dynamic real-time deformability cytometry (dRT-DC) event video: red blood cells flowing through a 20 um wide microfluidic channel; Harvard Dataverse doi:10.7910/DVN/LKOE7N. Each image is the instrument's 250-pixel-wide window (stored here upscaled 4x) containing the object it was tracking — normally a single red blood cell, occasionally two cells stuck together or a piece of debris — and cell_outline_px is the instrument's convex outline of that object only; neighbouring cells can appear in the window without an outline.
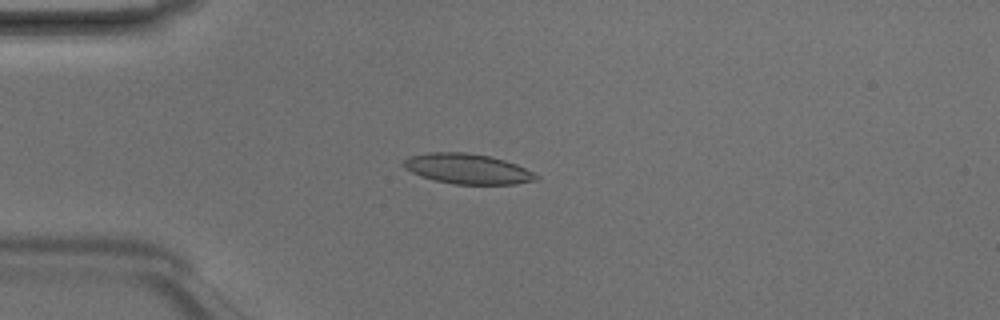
{"species": "Egyptian fruit bat (a non-hibernating species)", "species_latin": "Rousettus aegyptiacus", "temperature_condition": "room temperature", "stored_images_in_passage": 5, "camera_frame_rate_fps": 3000, "um_per_image_px": 0.085, "animal": {"sex": "male"}, "frame": {"image": 1, "passage_image": 4, "time_ms": 1.0, "image_size_px": [1000, 320], "cell_outline_px": [[540, 176], [536, 180], [516, 184], [452, 184], [420, 176], [404, 168], [400, 164], [408, 156], [428, 152], [464, 152], [488, 156], [504, 160], [516, 164]], "centroid_in_image_um": [39.69, 14.35], "position_along_channel_um": 45.3, "area_um2": 23.29}}